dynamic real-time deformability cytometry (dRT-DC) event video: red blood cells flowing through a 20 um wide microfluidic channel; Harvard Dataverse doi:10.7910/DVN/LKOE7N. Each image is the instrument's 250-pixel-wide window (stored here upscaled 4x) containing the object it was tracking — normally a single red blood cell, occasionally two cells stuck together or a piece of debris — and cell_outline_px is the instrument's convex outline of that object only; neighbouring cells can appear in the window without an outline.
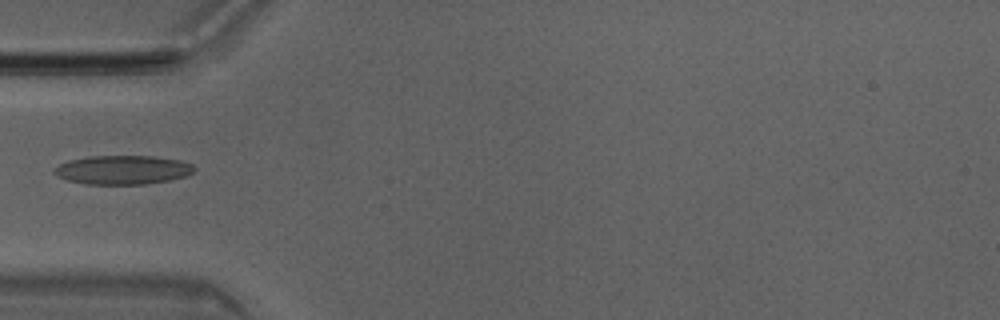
{"species": "Egyptian fruit bat (a non-hibernating species)", "species_latin": "Rousettus aegyptiacus", "temperature_condition": "room temperature", "stored_images_in_passage": 35, "camera_frame_rate_fps": 3000, "um_per_image_px": 0.085, "animal": {"sex": "male"}, "frame": {"image": 1, "passage_image": 1, "time_ms": 0.0, "image_size_px": [1000, 320], "cell_outline_px": [[196, 168], [188, 176], [168, 180], [144, 184], [84, 184], [68, 180], [56, 176], [52, 172], [52, 168], [68, 160], [92, 156], [156, 156], [180, 160], [192, 164]], "centroid_in_image_um": [10.41, 14.43], "position_along_channel_um": 74.6, "area_um2": 23.76}}
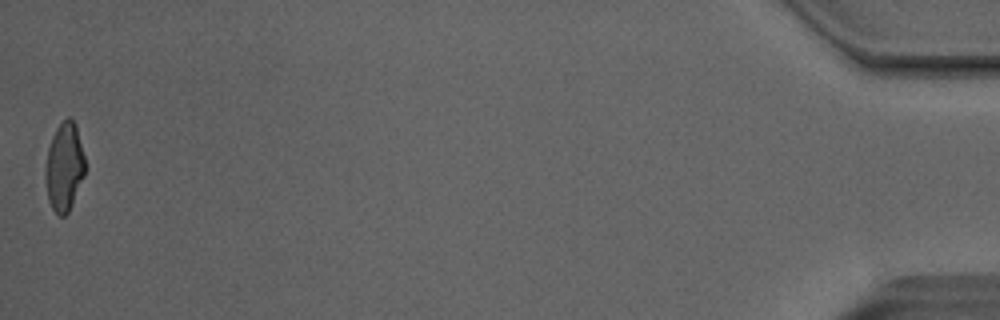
{"frame": {"image": 2, "passage_image": 35, "time_ms": 11.333, "image_size_px": [1000, 320], "cell_outline_px": [[84, 176], [72, 204], [68, 212], [64, 216], [60, 216], [52, 208], [48, 200], [44, 172], [44, 168], [48, 148], [52, 136], [56, 128], [68, 116], [76, 124], [84, 156]], "centroid_in_image_um": [5.45, 14.18], "position_along_channel_um": 429.8, "area_um2": 20.35}}